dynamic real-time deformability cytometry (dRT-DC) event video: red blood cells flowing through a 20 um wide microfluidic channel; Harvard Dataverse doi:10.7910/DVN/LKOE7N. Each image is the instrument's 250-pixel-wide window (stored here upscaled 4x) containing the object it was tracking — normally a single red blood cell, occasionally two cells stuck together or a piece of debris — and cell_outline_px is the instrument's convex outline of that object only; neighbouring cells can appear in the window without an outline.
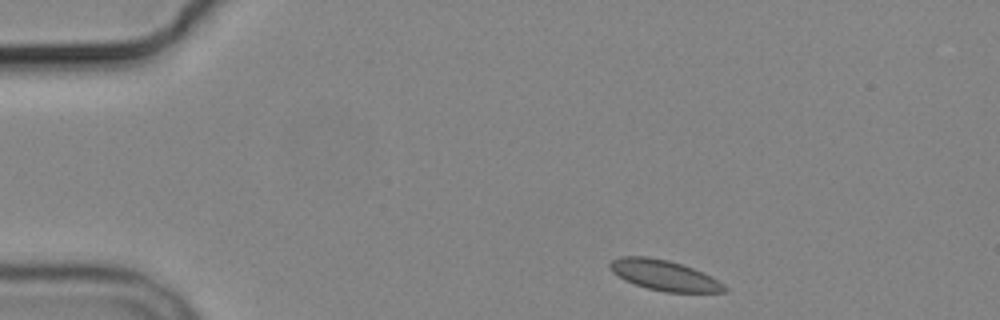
{"species": "common noctule bat (a hibernating species)", "species_latin": "Nyctalus noctula", "temperature_condition": "cold", "stored_images_in_passage": 3, "camera_frame_rate_fps": 3000, "um_per_image_px": 0.085, "animal": {"sex": "male", "body_mass_g": 19.2, "forearm_length_mm": 51.8}, "frame": {"image": 1, "passage_image": 1, "time_ms": 0.0, "image_size_px": [1000, 320], "cell_outline_px": [[728, 292], [664, 292], [648, 288], [624, 280], [612, 272], [608, 268], [608, 264], [612, 260], [624, 256], [648, 256], [668, 260], [692, 268], [724, 284], [728, 288]], "centroid_in_image_um": [56.42, 23.4], "position_along_channel_um": 28.6, "area_um2": 20.06}}